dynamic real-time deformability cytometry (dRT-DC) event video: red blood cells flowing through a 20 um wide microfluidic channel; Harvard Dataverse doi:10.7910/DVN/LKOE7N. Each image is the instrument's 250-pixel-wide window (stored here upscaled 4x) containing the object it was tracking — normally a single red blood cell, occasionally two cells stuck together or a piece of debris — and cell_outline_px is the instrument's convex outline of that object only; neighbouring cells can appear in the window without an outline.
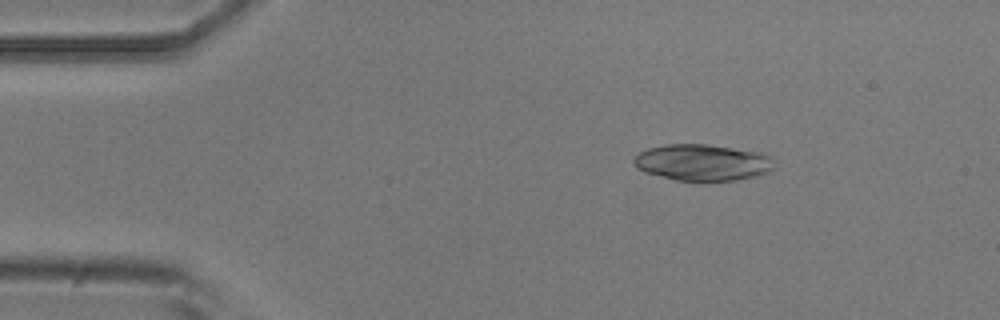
{"species": "common noctule bat (a hibernating species)", "species_latin": "Nyctalus noctula", "temperature_condition": "room temperature", "stored_images_in_passage": 2, "camera_frame_rate_fps": 3000, "um_per_image_px": 0.085, "animal": {"sex": "male", "body_mass_g": 20.5, "forearm_length_mm": 52.5}, "frame": {"image": 1, "passage_image": 1, "time_ms": 0.0, "image_size_px": [1000, 320], "cell_outline_px": [[772, 172], [760, 176], [736, 180], [704, 184], [696, 184], [676, 180], [644, 172], [636, 168], [632, 160], [640, 152], [648, 148], [664, 144], [708, 144], [760, 152], [772, 156]], "centroid_in_image_um": [59.73, 13.85], "position_along_channel_um": 25.3, "area_um2": 30.92}}